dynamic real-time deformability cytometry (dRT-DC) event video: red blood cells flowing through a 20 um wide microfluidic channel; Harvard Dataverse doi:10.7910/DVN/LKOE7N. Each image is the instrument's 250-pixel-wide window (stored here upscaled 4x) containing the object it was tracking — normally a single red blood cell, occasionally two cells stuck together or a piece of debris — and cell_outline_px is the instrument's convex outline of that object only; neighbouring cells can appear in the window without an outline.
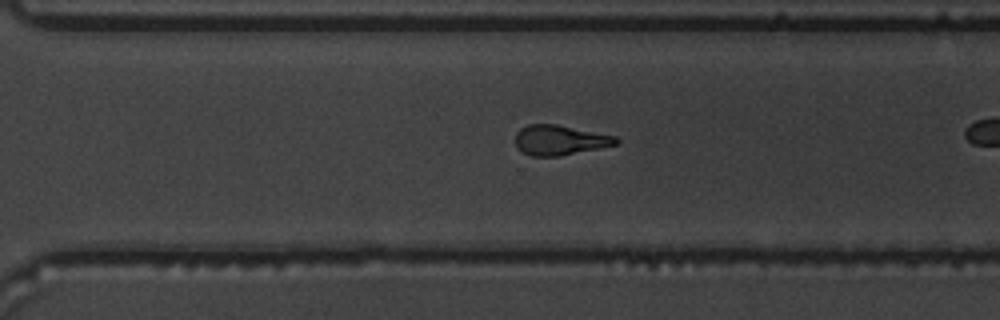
{"species": "common noctule bat (a hibernating species)", "species_latin": "Nyctalus noctula", "temperature_condition": "warm", "stored_images_in_passage": 36, "camera_frame_rate_fps": 3000, "um_per_image_px": 0.085, "animal": {"sex": "male", "body_mass_g": 19.5, "forearm_length_mm": 54.6}, "frame": {"image": 1, "passage_image": 31, "time_ms": 10.0, "image_size_px": [1000, 320], "cell_outline_px": [[620, 140], [616, 144], [600, 148], [560, 156], [532, 156], [520, 152], [516, 148], [516, 132], [520, 128], [528, 124], [556, 124], [616, 136]], "centroid_in_image_um": [47.55, 11.91], "position_along_channel_um": 323.0, "area_um2": 17.69}}